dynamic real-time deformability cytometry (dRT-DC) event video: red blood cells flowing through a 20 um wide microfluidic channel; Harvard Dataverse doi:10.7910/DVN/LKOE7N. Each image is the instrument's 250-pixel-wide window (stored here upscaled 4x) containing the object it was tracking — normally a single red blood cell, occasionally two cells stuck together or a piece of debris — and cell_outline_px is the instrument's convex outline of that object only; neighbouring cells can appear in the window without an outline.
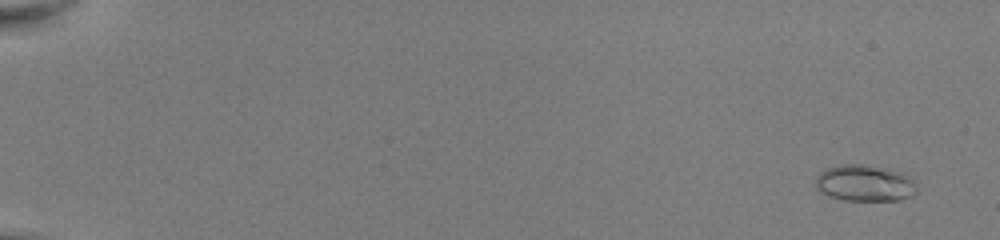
{"species": "common noctule bat (a hibernating species)", "species_latin": "Nyctalus noctula", "temperature_condition": "room temperature", "stored_images_in_passage": 53, "camera_frame_rate_fps": 3000, "um_per_image_px": 0.085, "animal": {"sex": "female", "body_mass_g": 22.0, "forearm_length_mm": 56.7}, "frame": {"image": 1, "passage_image": 4, "time_ms": 1.0, "image_size_px": [1000, 240], "cell_outline_px": [[916, 192], [912, 196], [900, 200], [844, 200], [828, 196], [820, 192], [816, 188], [816, 176], [824, 168], [840, 164], [864, 164], [900, 172], [908, 176], [916, 184]], "centroid_in_image_um": [73.46, 15.57], "position_along_channel_um": 11.5, "area_um2": 21.56}}
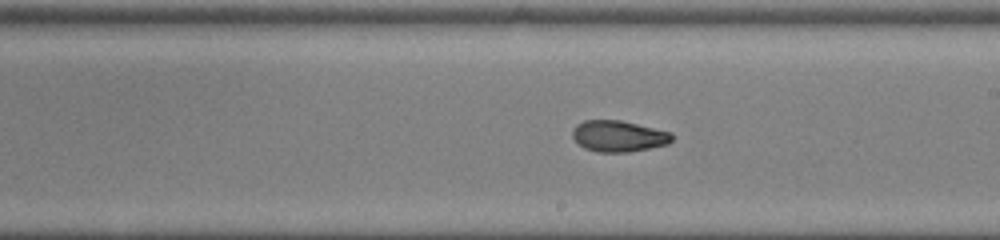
{"frame": {"image": 2, "passage_image": 34, "time_ms": 11.0, "image_size_px": [1000, 240], "cell_outline_px": [[672, 140], [668, 144], [628, 152], [596, 152], [584, 148], [572, 136], [572, 132], [576, 124], [584, 120], [620, 120], [672, 132]], "centroid_in_image_um": [52.57, 11.57], "position_along_channel_um": 236.4, "area_um2": 18.03}}
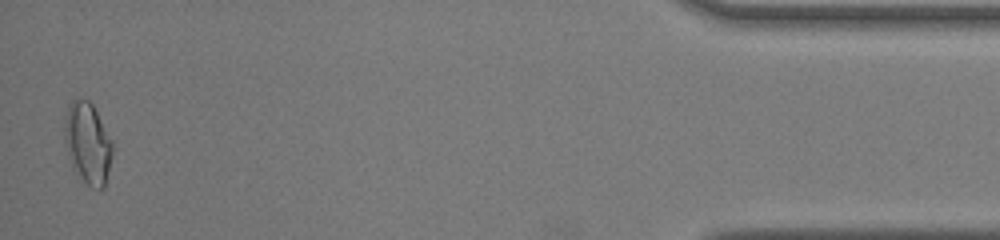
{"frame": {"image": 3, "passage_image": 53, "time_ms": 17.333, "image_size_px": [1000, 240], "cell_outline_px": [[112, 152], [104, 188], [92, 188], [84, 180], [72, 164], [68, 156], [64, 140], [64, 124], [68, 104], [76, 96], [88, 100], [92, 104], [112, 140]], "centroid_in_image_um": [7.44, 12.1], "position_along_channel_um": 427.8, "area_um2": 22.43}, "authors_computed_cell_mechanics": {"area_um2": 18.9006, "velocity_mm_per_s": 4.0779, "shape_relaxation_time_tau1_ms": null, "shape_relaxation_time_tau2_ms": 1.6497, "deformation_change_tau1": null, "deformation_change_tau2": 0.0725}}